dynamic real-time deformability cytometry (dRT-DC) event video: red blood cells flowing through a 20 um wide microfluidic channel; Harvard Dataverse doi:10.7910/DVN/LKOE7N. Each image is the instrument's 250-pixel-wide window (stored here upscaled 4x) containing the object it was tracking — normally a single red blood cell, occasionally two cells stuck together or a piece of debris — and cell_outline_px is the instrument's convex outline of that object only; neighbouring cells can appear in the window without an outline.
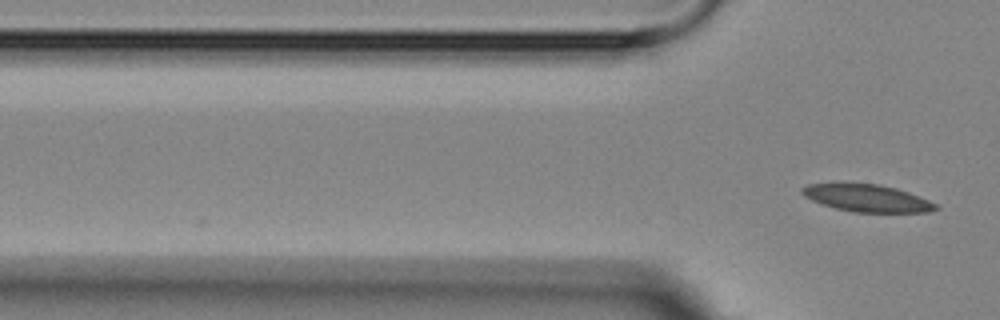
{"species": "Egyptian fruit bat (a non-hibernating species)", "species_latin": "Rousettus aegyptiacus", "temperature_condition": "room temperature", "stored_images_in_passage": 5, "camera_frame_rate_fps": 3000, "um_per_image_px": 0.085, "animal": {"sex": "female"}, "frame": {"image": 1, "passage_image": 5, "time_ms": 4.667, "image_size_px": [1000, 320], "cell_outline_px": [[940, 208], [928, 212], [852, 212], [836, 208], [812, 200], [804, 196], [800, 192], [800, 188], [808, 184], [880, 184], [896, 188], [908, 192], [928, 200], [936, 204]], "centroid_in_image_um": [73.71, 16.85], "position_along_channel_um": 52.1, "area_um2": 20.92}}